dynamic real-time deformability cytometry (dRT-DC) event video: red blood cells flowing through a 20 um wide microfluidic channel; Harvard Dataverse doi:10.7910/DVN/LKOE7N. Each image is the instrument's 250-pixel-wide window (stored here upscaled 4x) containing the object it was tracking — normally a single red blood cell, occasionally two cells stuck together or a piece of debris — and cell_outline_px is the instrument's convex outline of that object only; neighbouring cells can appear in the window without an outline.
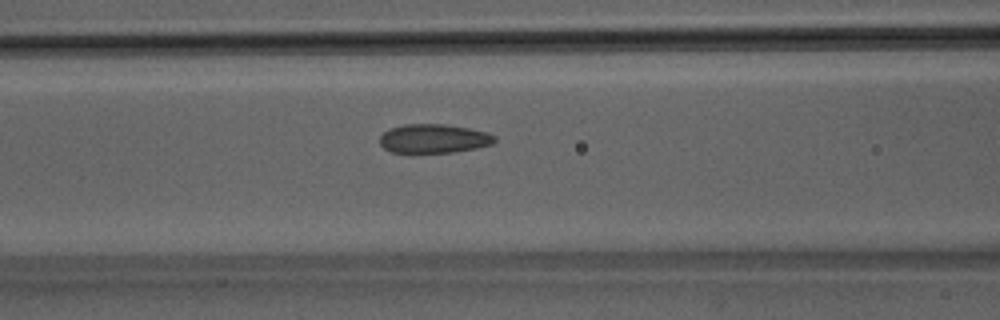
{"species": "Egyptian fruit bat (a non-hibernating species)", "species_latin": "Rousettus aegyptiacus", "temperature_condition": "room temperature", "stored_images_in_passage": 24, "camera_frame_rate_fps": 3000, "um_per_image_px": 0.085, "animal": {"sex": "male"}, "frame": {"image": 1, "passage_image": 20, "time_ms": 6.333, "image_size_px": [1000, 320], "cell_outline_px": [[496, 140], [492, 144], [476, 148], [452, 152], [412, 156], [392, 152], [384, 148], [380, 144], [380, 136], [388, 128], [404, 124], [444, 124], [468, 128], [488, 132], [496, 136]], "centroid_in_image_um": [36.81, 11.82], "position_along_channel_um": 129.8, "area_um2": 20.23}}